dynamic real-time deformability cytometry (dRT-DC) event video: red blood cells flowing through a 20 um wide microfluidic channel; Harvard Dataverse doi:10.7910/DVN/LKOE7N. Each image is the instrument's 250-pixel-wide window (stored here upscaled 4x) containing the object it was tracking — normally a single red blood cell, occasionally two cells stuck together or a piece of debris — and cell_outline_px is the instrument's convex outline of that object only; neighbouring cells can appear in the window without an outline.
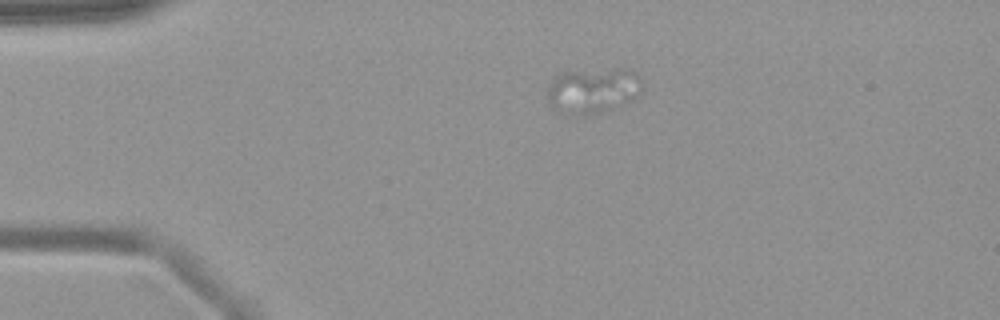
{"species": "common noctule bat (a hibernating species)", "species_latin": "Nyctalus noctula", "temperature_condition": "warm", "stored_images_in_passage": 26, "camera_frame_rate_fps": 3000, "um_per_image_px": 0.085, "animal": {"sex": "female", "body_mass_g": 19.9}, "frame": {"image": 1, "passage_image": 5, "time_ms": 1.333, "image_size_px": [1000, 320], "cell_outline_px": [[640, 96], [604, 112], [584, 116], [568, 116], [556, 112], [552, 108], [548, 100], [548, 84], [560, 72], [616, 68], [624, 68], [636, 72], [640, 76]], "centroid_in_image_um": [50.36, 7.72], "position_along_channel_um": 34.6, "area_um2": 25.78}}
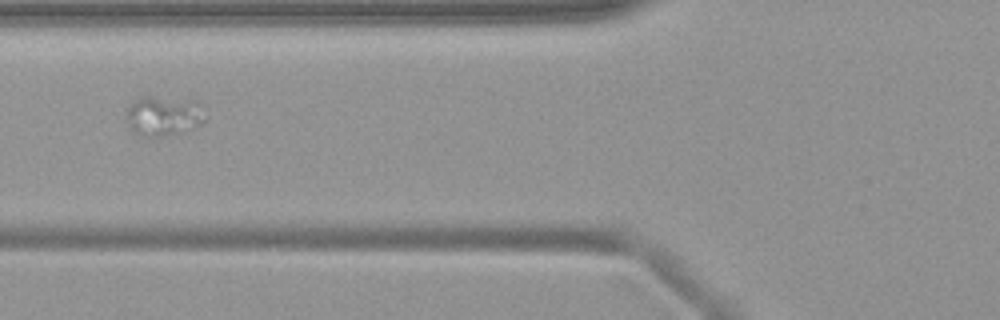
{"frame": {"image": 2, "passage_image": 15, "time_ms": 4.667, "image_size_px": [1000, 320], "cell_outline_px": [[208, 116], [200, 124], [180, 132], [160, 136], [140, 136], [128, 124], [124, 116], [128, 108], [140, 96], [148, 96], [196, 100], [204, 104]], "centroid_in_image_um": [13.96, 9.81], "position_along_channel_um": 111.8, "area_um2": 18.5}}
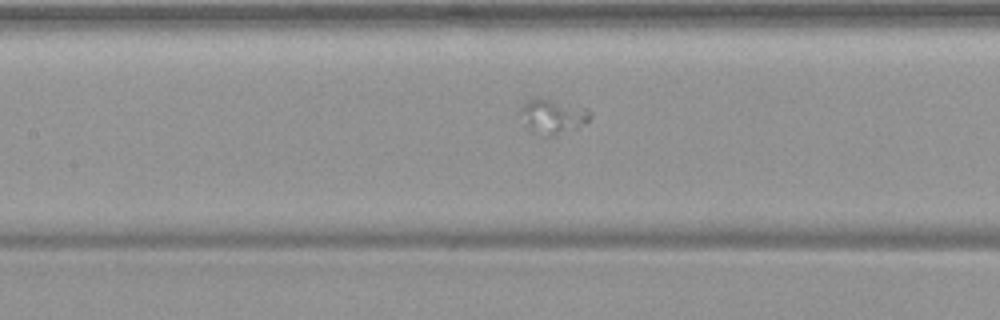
{"frame": {"image": 3, "passage_image": 19, "time_ms": 6.0, "image_size_px": [1000, 320], "cell_outline_px": [[592, 116], [588, 120], [576, 128], [548, 136], [544, 136], [532, 132], [524, 124], [516, 112], [528, 100], [536, 96], [588, 108], [592, 112]], "centroid_in_image_um": [46.92, 9.86], "position_along_channel_um": 160.5, "area_um2": 14.28}}